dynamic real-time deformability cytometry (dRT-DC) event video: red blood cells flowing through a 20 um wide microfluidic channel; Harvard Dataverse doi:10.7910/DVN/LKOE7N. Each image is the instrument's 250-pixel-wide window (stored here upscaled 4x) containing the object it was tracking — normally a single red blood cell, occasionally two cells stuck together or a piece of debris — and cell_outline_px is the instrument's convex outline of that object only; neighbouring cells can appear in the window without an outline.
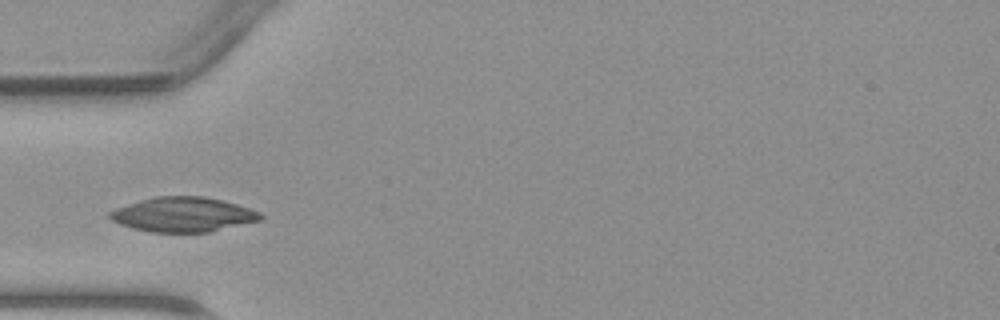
{"species": "common noctule bat (a hibernating species)", "species_latin": "Nyctalus noctula", "temperature_condition": "warm", "stored_images_in_passage": 38, "camera_frame_rate_fps": 3000, "um_per_image_px": 0.085, "animal": {"sex": "male", "body_mass_g": 23.1, "forearm_length_mm": 52.7}, "frame": {"image": 1, "passage_image": 8, "time_ms": 2.333, "image_size_px": [1000, 320], "cell_outline_px": [[264, 216], [260, 220], [208, 232], [148, 232], [132, 228], [120, 224], [112, 220], [108, 216], [108, 212], [116, 208], [140, 200], [156, 196], [204, 196], [236, 204], [260, 212]], "centroid_in_image_um": [15.53, 18.23], "position_along_channel_um": 69.5, "area_um2": 30.23}}
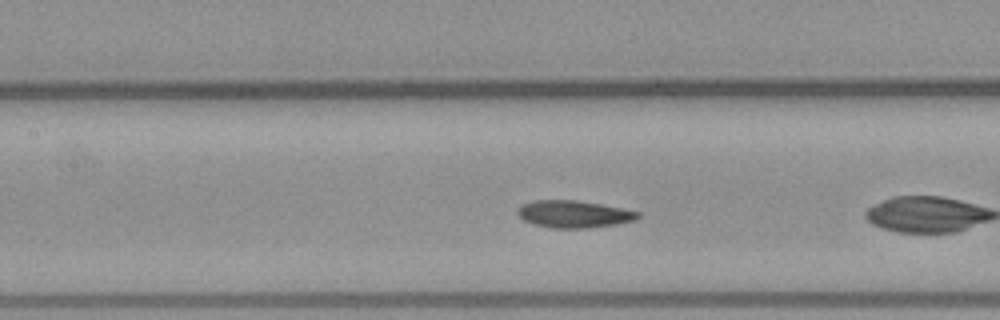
{"frame": {"image": 2, "passage_image": 12, "time_ms": 3.667, "image_size_px": [1000, 320], "cell_outline_px": [[640, 216], [636, 220], [616, 224], [588, 228], [552, 228], [532, 224], [524, 220], [516, 212], [524, 204], [532, 200], [576, 200], [600, 204], [640, 212]], "centroid_in_image_um": [48.78, 18.2], "position_along_channel_um": 158.6, "area_um2": 18.96}}
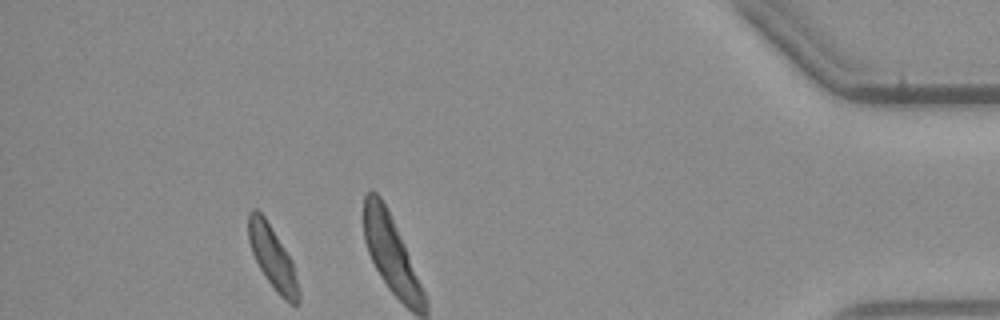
{"frame": {"image": 3, "passage_image": 34, "time_ms": 11.0, "image_size_px": [1000, 320], "cell_outline_px": [[300, 300], [296, 304], [292, 304], [284, 300], [276, 292], [260, 268], [252, 252], [248, 240], [248, 212], [252, 208], [256, 208], [264, 216], [292, 260], [300, 292]], "centroid_in_image_um": [23.17, 21.89], "position_along_channel_um": 412.0, "area_um2": 18.15}}